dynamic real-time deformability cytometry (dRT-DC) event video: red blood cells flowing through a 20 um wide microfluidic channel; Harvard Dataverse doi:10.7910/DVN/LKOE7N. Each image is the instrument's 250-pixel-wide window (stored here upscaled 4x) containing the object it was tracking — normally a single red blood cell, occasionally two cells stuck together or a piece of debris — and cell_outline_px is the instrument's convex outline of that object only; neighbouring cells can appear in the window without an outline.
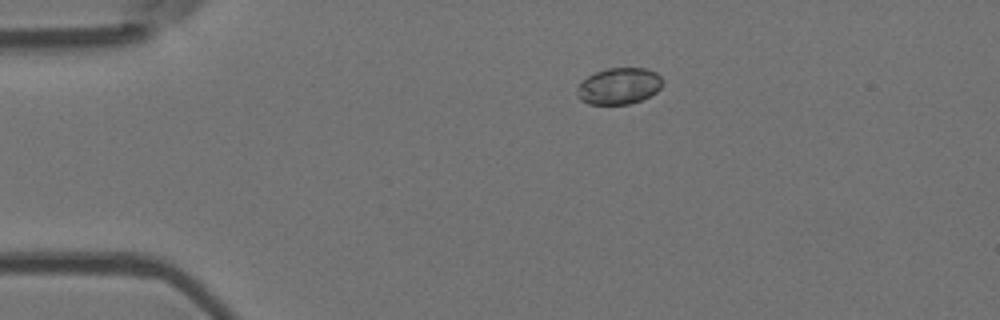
{"species": "Egyptian fruit bat (a non-hibernating species)", "species_latin": "Rousettus aegyptiacus", "temperature_condition": "room temperature", "stored_images_in_passage": 9, "camera_frame_rate_fps": 3000, "um_per_image_px": 0.085, "animal": {"sex": "female"}, "frame": {"image": 1, "passage_image": 3, "time_ms": 0.667, "image_size_px": [1000, 320], "cell_outline_px": [[664, 80], [660, 88], [656, 92], [640, 100], [628, 104], [588, 104], [580, 100], [576, 96], [576, 92], [580, 84], [588, 76], [596, 72], [608, 68], [644, 68], [656, 72]], "centroid_in_image_um": [52.61, 7.31], "position_along_channel_um": 32.4, "area_um2": 18.09}}
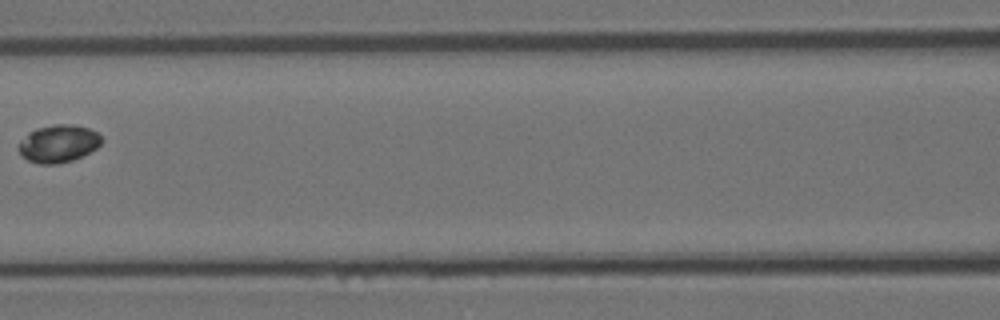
{"frame": {"image": 2, "passage_image": 7, "time_ms": 2.0, "image_size_px": [1000, 320], "cell_outline_px": [[104, 140], [96, 148], [72, 160], [56, 164], [40, 164], [28, 160], [20, 156], [20, 140], [28, 132], [36, 128], [56, 124], [72, 124], [88, 128], [96, 132]], "centroid_in_image_um": [4.95, 12.2], "position_along_channel_um": 161.7, "area_um2": 18.03}}
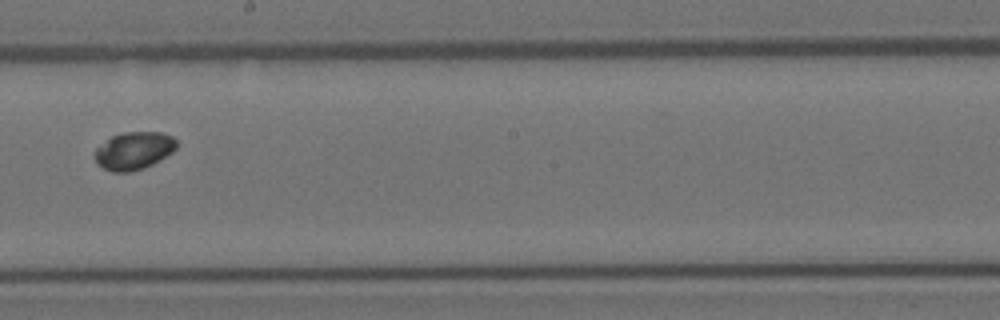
{"frame": {"image": 3, "passage_image": 9, "time_ms": 2.667, "image_size_px": [1000, 320], "cell_outline_px": [[176, 148], [172, 152], [160, 160], [144, 168], [128, 172], [112, 172], [96, 164], [96, 148], [112, 136], [124, 132], [160, 132], [172, 136], [176, 140]], "centroid_in_image_um": [11.38, 12.81], "position_along_channel_um": 236.8, "area_um2": 17.8}}